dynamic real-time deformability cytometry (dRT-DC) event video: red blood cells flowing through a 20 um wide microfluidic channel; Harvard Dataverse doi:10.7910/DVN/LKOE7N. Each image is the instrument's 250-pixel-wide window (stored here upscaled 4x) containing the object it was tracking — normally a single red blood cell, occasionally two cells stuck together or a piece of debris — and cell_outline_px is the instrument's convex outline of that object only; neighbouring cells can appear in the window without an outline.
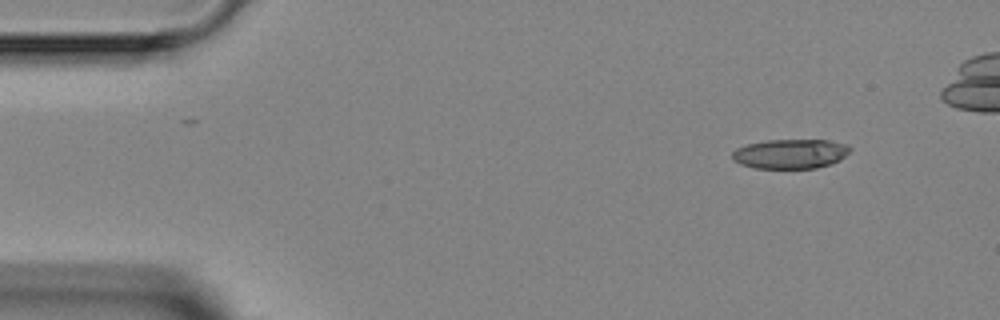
{"species": "Egyptian fruit bat (a non-hibernating species)", "species_latin": "Rousettus aegyptiacus", "temperature_condition": "room temperature", "stored_images_in_passage": 4, "camera_frame_rate_fps": 3000, "um_per_image_px": 0.085, "animal": {"sex": "female"}, "frame": {"image": 1, "passage_image": 1, "time_ms": 0.0, "image_size_px": [1000, 320], "cell_outline_px": [[852, 148], [840, 160], [832, 164], [816, 168], [756, 168], [740, 164], [732, 160], [732, 152], [736, 148], [748, 144], [768, 140], [828, 140], [848, 144]], "centroid_in_image_um": [67.19, 13.07], "position_along_channel_um": 17.8, "area_um2": 20.35}}